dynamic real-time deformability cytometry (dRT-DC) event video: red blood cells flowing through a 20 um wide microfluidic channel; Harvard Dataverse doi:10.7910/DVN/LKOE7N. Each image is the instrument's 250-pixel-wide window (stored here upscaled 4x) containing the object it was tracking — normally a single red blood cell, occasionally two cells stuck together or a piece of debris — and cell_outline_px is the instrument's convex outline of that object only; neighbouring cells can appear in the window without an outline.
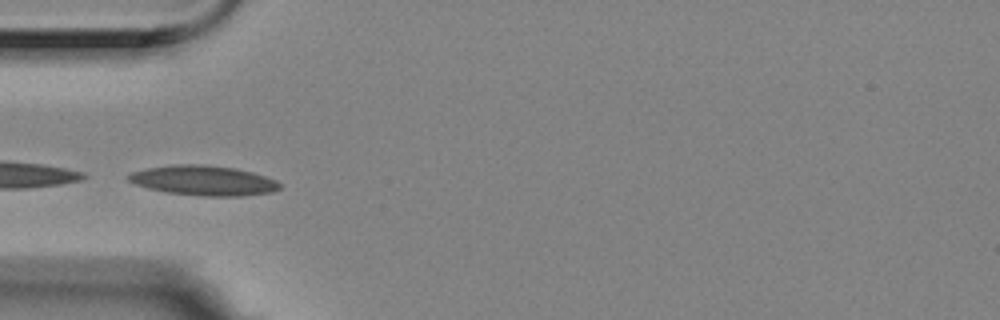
{"species": "Egyptian fruit bat (a non-hibernating species)", "species_latin": "Rousettus aegyptiacus", "temperature_condition": "room temperature", "stored_images_in_passage": 9, "camera_frame_rate_fps": 3000, "um_per_image_px": 0.085, "animal": {"sex": "female"}, "frame": {"image": 1, "passage_image": 3, "time_ms": 0.667, "image_size_px": [1000, 320], "cell_outline_px": [[280, 188], [272, 192], [240, 196], [200, 196], [164, 192], [148, 188], [136, 184], [128, 180], [124, 176], [132, 172], [148, 168], [172, 164], [204, 164], [236, 168], [252, 172], [276, 180], [280, 184]], "centroid_in_image_um": [17.27, 15.34], "position_along_channel_um": 67.7, "area_um2": 26.47}}
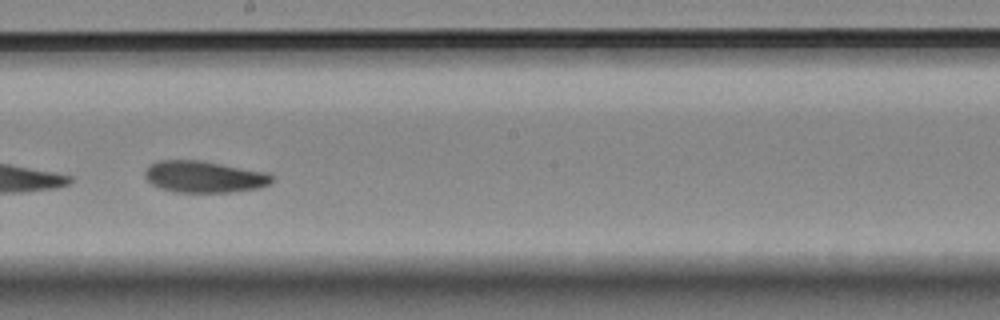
{"frame": {"image": 2, "passage_image": 7, "time_ms": 2.0, "image_size_px": [1000, 320], "cell_outline_px": [[276, 176], [272, 184], [260, 188], [232, 192], [172, 192], [160, 188], [152, 184], [144, 176], [144, 172], [152, 164], [160, 160], [200, 160], [268, 172]], "centroid_in_image_um": [17.43, 15.03], "position_along_channel_um": 230.8, "area_um2": 23.7}}